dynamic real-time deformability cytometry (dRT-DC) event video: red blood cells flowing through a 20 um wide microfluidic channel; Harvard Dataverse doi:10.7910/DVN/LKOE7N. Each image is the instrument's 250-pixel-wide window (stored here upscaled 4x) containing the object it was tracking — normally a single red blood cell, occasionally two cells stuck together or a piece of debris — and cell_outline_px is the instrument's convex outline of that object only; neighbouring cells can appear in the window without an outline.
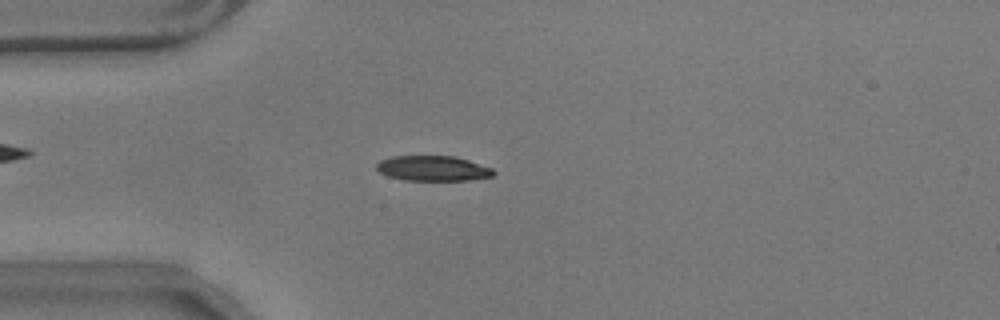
{"species": "common noctule bat (a hibernating species)", "species_latin": "Nyctalus noctula", "temperature_condition": "warm", "stored_images_in_passage": 57, "camera_frame_rate_fps": 3000, "um_per_image_px": 0.085, "animal": {"sex": "male", "body_mass_g": 17.9}, "frame": {"image": 1, "passage_image": 15, "time_ms": 4.667, "image_size_px": [1000, 320], "cell_outline_px": [[496, 172], [492, 176], [468, 180], [404, 180], [388, 176], [380, 172], [376, 168], [376, 164], [380, 160], [392, 156], [456, 156], [492, 168]], "centroid_in_image_um": [36.79, 14.31], "position_along_channel_um": 48.2, "area_um2": 17.11}}
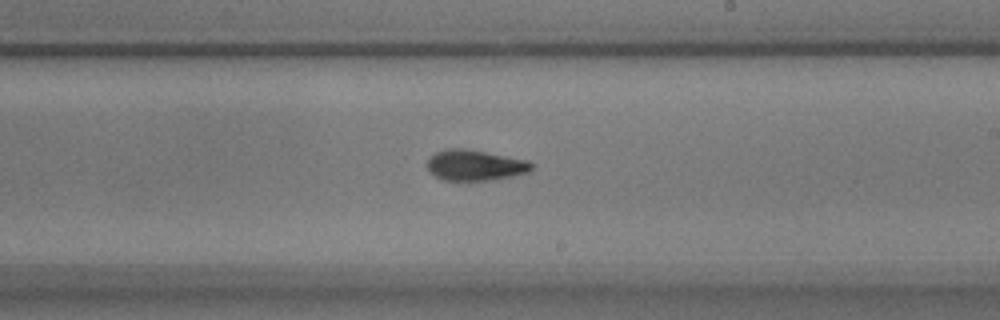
{"frame": {"image": 2, "passage_image": 33, "time_ms": 10.667, "image_size_px": [1000, 320], "cell_outline_px": [[532, 168], [528, 172], [512, 176], [492, 180], [444, 180], [436, 176], [428, 168], [428, 160], [436, 152], [448, 148], [464, 148], [528, 160], [532, 164]], "centroid_in_image_um": [40.39, 14.04], "position_along_channel_um": 248.6, "area_um2": 18.38}}
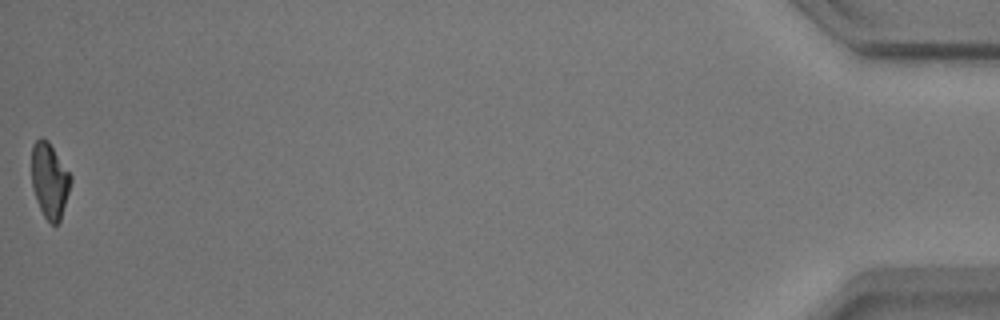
{"frame": {"image": 3, "passage_image": 57, "time_ms": 18.667, "image_size_px": [1000, 320], "cell_outline_px": [[72, 180], [60, 220], [56, 224], [52, 224], [44, 216], [36, 200], [32, 188], [32, 144], [40, 136], [48, 140], [72, 176]], "centroid_in_image_um": [4.21, 15.3], "position_along_channel_um": 431.0, "area_um2": 17.11}, "authors_computed_cell_mechanics": {"area_um2": 17.918, "velocity_mm_per_s": 3.5274, "shape_relaxation_time_tau1_ms": 3.166, "shape_relaxation_time_tau2_ms": 2.2516, "deformation_change_tau1": 0.1327, "deformation_change_tau2": 0.0845}}